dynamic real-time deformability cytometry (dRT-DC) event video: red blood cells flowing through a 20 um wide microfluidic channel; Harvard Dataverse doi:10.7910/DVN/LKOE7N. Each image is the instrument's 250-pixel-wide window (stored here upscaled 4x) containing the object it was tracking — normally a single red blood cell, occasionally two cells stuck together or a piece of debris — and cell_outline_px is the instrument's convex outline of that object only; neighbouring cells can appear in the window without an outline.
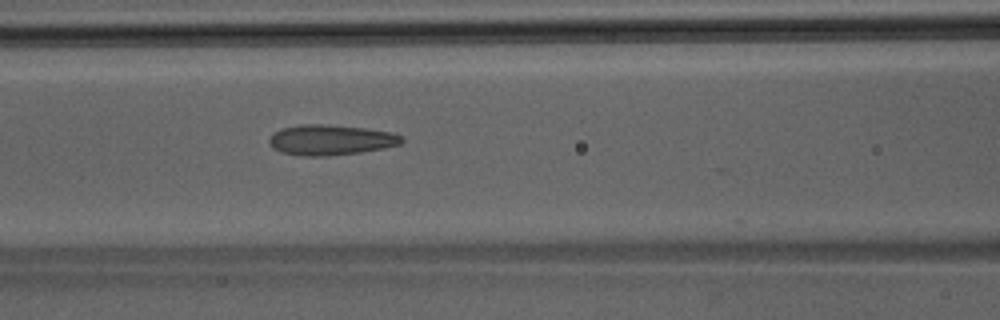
{"species": "Egyptian fruit bat (a non-hibernating species)", "species_latin": "Rousettus aegyptiacus", "temperature_condition": "room temperature", "stored_images_in_passage": 28, "camera_frame_rate_fps": 3000, "um_per_image_px": 0.085, "animal": {"sex": "male"}, "frame": {"image": 1, "passage_image": 20, "time_ms": 6.333, "image_size_px": [1000, 320], "cell_outline_px": [[404, 140], [400, 144], [384, 148], [360, 152], [328, 156], [300, 156], [280, 152], [272, 148], [268, 144], [268, 140], [280, 128], [300, 124], [324, 124], [364, 128], [392, 132], [404, 136]], "centroid_in_image_um": [28.1, 11.89], "position_along_channel_um": 138.5, "area_um2": 23.64}}